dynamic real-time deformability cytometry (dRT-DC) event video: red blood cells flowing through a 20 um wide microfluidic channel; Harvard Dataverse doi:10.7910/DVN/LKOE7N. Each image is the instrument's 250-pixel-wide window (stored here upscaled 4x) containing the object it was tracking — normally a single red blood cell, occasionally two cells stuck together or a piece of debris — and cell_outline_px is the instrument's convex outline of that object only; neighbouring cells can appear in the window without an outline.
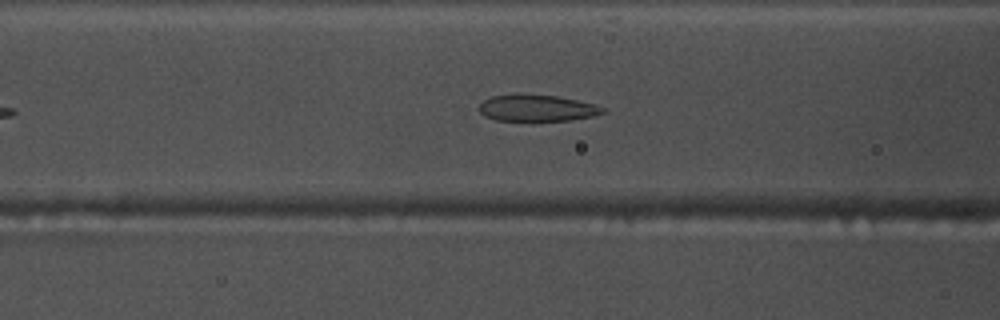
{"species": "common noctule bat (a hibernating species)", "species_latin": "Nyctalus noctula", "temperature_condition": "warm", "stored_images_in_passage": 33, "camera_frame_rate_fps": 3000, "um_per_image_px": 0.085, "animal": {"sex": "male", "body_mass_g": 17.5, "forearm_length_mm": 52.3}, "frame": {"image": 1, "passage_image": 8, "time_ms": 2.333, "image_size_px": [1000, 320], "cell_outline_px": [[608, 112], [592, 116], [568, 120], [496, 120], [484, 116], [476, 108], [484, 100], [492, 96], [556, 96], [596, 104], [604, 108]], "centroid_in_image_um": [45.66, 9.21], "position_along_channel_um": 120.9, "area_um2": 18.5}}
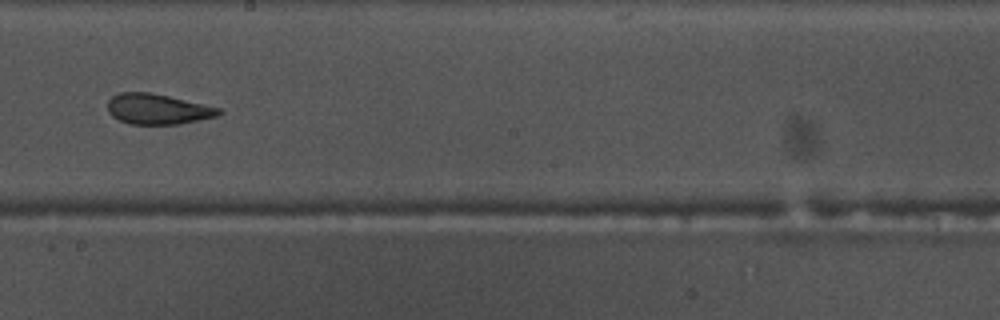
{"frame": {"image": 2, "passage_image": 17, "time_ms": 5.333, "image_size_px": [1000, 320], "cell_outline_px": [[224, 112], [220, 116], [180, 124], [128, 124], [112, 116], [108, 112], [108, 100], [112, 96], [120, 92], [148, 92], [168, 96], [220, 108]], "centroid_in_image_um": [13.42, 9.28], "position_along_channel_um": 234.8, "area_um2": 19.77}}
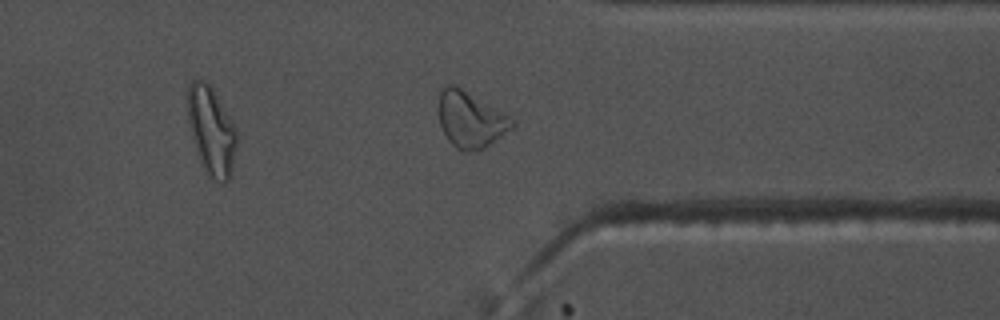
{"frame": {"image": 3, "passage_image": 28, "time_ms": 9.0, "image_size_px": [1000, 320], "cell_outline_px": [[516, 124], [512, 128], [484, 148], [468, 152], [456, 148], [448, 140], [440, 124], [440, 92], [444, 84], [456, 84], [504, 112], [516, 120]], "centroid_in_image_um": [40.02, 10.14], "position_along_channel_um": 371.4, "area_um2": 23.99}, "authors_computed_cell_mechanics": {"area_um2": 20.1722, "velocity_mm_per_s": 3.8063, "shape_relaxation_time_tau1_ms": null, "shape_relaxation_time_tau2_ms": 1.832, "deformation_change_tau1": null, "deformation_change_tau2": 0.1045}}